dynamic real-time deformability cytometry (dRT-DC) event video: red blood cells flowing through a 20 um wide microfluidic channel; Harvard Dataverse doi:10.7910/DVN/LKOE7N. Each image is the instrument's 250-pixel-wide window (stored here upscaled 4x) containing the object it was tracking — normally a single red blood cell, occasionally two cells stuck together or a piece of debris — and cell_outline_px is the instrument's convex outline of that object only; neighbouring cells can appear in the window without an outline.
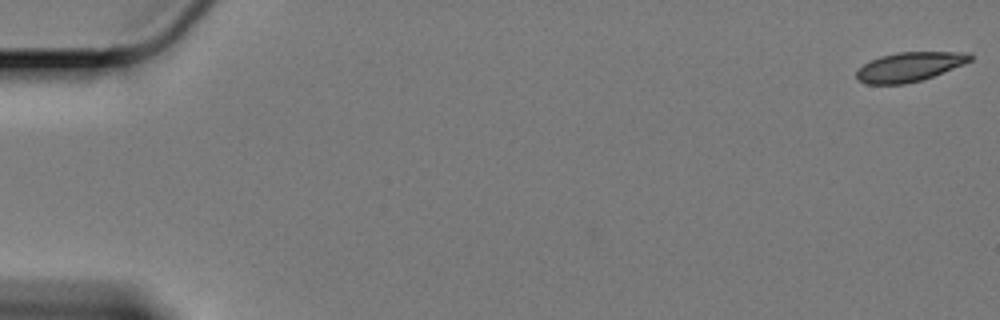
{"species": "Egyptian fruit bat (a non-hibernating species)", "species_latin": "Rousettus aegyptiacus", "temperature_condition": "cold", "stored_images_in_passage": 17, "camera_frame_rate_fps": 3000, "um_per_image_px": 0.085, "animal": {"sex": "female"}, "frame": {"image": 1, "passage_image": 1, "time_ms": 0.0, "image_size_px": [1000, 320], "cell_outline_px": [[972, 60], [964, 64], [932, 76], [920, 80], [904, 84], [868, 84], [856, 80], [856, 72], [864, 64], [880, 56], [896, 52], [968, 52], [972, 56]], "centroid_in_image_um": [77.29, 5.67], "position_along_channel_um": 7.7, "area_um2": 19.25}}
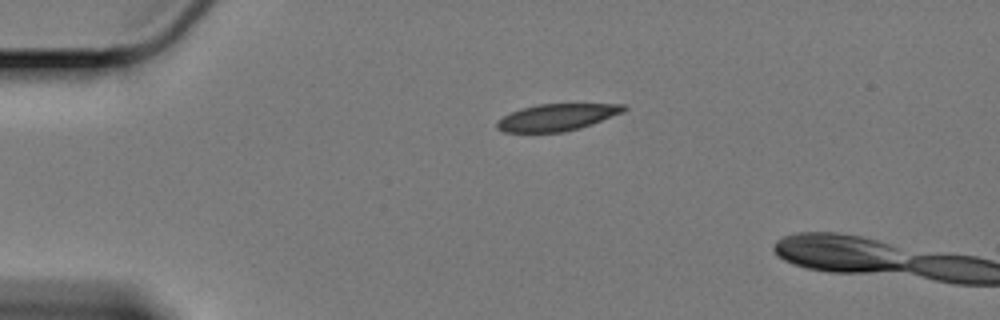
{"frame": {"image": 2, "passage_image": 14, "time_ms": 4.333, "image_size_px": [1000, 320], "cell_outline_px": [[628, 108], [624, 112], [592, 124], [580, 128], [564, 132], [504, 132], [496, 128], [496, 120], [520, 108], [536, 104], [624, 104]], "centroid_in_image_um": [47.33, 9.97], "position_along_channel_um": 37.7, "area_um2": 19.94}}